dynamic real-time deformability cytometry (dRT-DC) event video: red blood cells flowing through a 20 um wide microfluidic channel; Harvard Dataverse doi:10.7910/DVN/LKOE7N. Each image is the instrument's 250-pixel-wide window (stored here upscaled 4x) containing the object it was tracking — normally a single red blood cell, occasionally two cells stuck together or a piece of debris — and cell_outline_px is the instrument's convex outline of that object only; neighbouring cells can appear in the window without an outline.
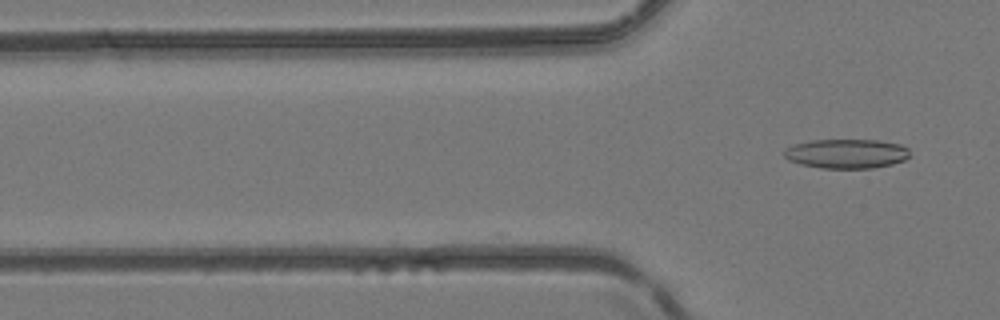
{"species": "common noctule bat (a hibernating species)", "species_latin": "Nyctalus noctula", "temperature_condition": "room temperature", "stored_images_in_passage": 4, "camera_frame_rate_fps": 3000, "um_per_image_px": 0.085, "animal": {"sex": "female", "body_mass_g": 24.6, "forearm_length_mm": 56.2}, "frame": {"image": 1, "passage_image": 4, "time_ms": 1.0, "image_size_px": [1000, 320], "cell_outline_px": [[908, 156], [904, 160], [892, 164], [872, 168], [820, 168], [800, 164], [788, 160], [784, 156], [784, 148], [792, 144], [812, 140], [880, 140], [900, 144], [908, 148]], "centroid_in_image_um": [71.91, 13.05], "position_along_channel_um": 53.9, "area_um2": 21.62}}